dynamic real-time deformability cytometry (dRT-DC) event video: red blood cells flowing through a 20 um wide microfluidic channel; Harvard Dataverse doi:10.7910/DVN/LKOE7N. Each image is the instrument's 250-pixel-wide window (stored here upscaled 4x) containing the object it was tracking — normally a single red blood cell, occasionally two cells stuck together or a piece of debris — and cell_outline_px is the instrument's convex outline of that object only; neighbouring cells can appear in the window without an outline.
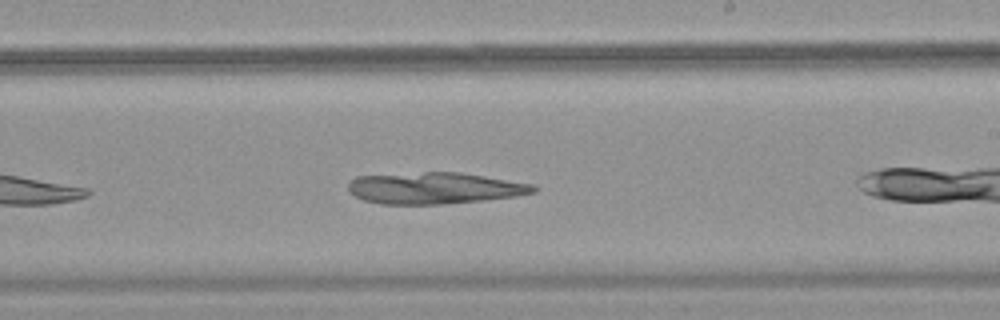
{"species": "common noctule bat (a hibernating species)", "species_latin": "Nyctalus noctula", "temperature_condition": "warm", "stored_images_in_passage": 14, "camera_frame_rate_fps": 3000, "um_per_image_px": 0.085, "animal": {"sex": "female", "body_mass_g": 18.4}, "frame": {"image": 1, "passage_image": 10, "time_ms": 3.0, "image_size_px": [1000, 320], "cell_outline_px": [[540, 188], [536, 192], [516, 196], [484, 200], [440, 204], [384, 204], [364, 200], [356, 196], [348, 188], [348, 184], [356, 176], [424, 172], [460, 172], [532, 184]], "centroid_in_image_um": [36.97, 15.99], "position_along_channel_um": 252.0, "area_um2": 33.81}}